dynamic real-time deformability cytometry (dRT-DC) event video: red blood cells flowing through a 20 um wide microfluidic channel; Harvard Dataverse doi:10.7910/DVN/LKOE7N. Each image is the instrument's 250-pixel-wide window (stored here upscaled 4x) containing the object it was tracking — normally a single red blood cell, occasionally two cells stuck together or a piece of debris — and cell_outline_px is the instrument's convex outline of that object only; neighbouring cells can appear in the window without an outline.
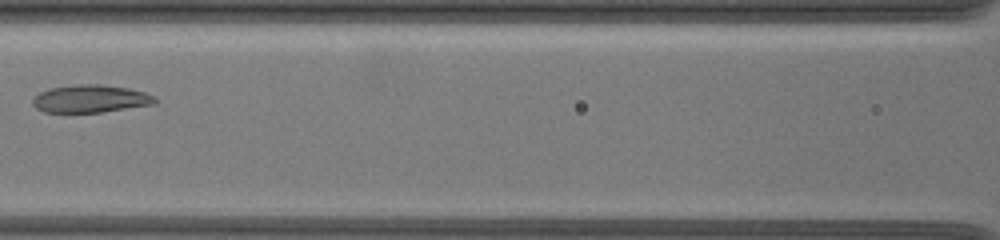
{"species": "common noctule bat (a hibernating species)", "species_latin": "Nyctalus noctula", "temperature_condition": "warm", "stored_images_in_passage": 20, "camera_frame_rate_fps": 3000, "um_per_image_px": 0.085, "animal": {"sex": "female", "body_mass_g": 19.5, "forearm_length_mm": 54.1}, "frame": {"image": 1, "passage_image": 6, "time_ms": 5.333, "image_size_px": [1000, 240], "cell_outline_px": [[156, 104], [104, 112], [44, 112], [36, 108], [32, 104], [32, 100], [40, 92], [48, 88], [76, 84], [100, 84], [128, 88], [144, 92], [156, 96]], "centroid_in_image_um": [7.71, 8.39], "position_along_channel_um": 158.9, "area_um2": 19.88}, "authors_computed_cell_mechanics": {"area_um2": 21.4727, "velocity_mm_per_s": 3.5418, "shape_relaxation_time_tau1_ms": 1.8575, "shape_relaxation_time_tau2_ms": 2.3309, "deformation_change_tau1": 0.2519, "deformation_change_tau2": 0.0782}}